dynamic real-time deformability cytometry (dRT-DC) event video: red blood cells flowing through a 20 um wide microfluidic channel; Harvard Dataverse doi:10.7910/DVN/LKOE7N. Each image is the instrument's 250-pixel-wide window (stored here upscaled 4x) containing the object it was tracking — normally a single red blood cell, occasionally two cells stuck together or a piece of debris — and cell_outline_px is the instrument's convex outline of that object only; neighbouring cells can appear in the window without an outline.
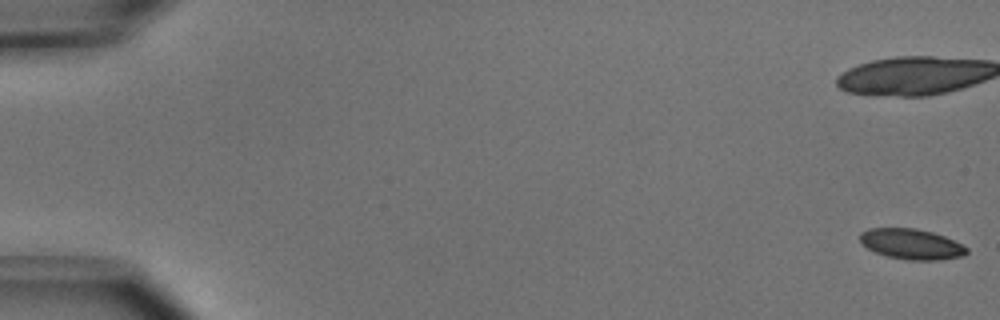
{"species": "common noctule bat (a hibernating species)", "species_latin": "Nyctalus noctula", "temperature_condition": "cold", "stored_images_in_passage": 20, "camera_frame_rate_fps": 3000, "um_per_image_px": 0.085, "animal": {"sex": "male", "body_mass_g": 15.6}, "frame": {"image": 1, "passage_image": 1, "time_ms": 0.0, "image_size_px": [1000, 320], "cell_outline_px": [[968, 252], [964, 256], [936, 260], [912, 260], [888, 256], [876, 252], [868, 248], [860, 240], [860, 232], [868, 228], [916, 228], [932, 232], [944, 236], [968, 248]], "centroid_in_image_um": [77.48, 20.74], "position_along_channel_um": 7.5, "area_um2": 18.73}}